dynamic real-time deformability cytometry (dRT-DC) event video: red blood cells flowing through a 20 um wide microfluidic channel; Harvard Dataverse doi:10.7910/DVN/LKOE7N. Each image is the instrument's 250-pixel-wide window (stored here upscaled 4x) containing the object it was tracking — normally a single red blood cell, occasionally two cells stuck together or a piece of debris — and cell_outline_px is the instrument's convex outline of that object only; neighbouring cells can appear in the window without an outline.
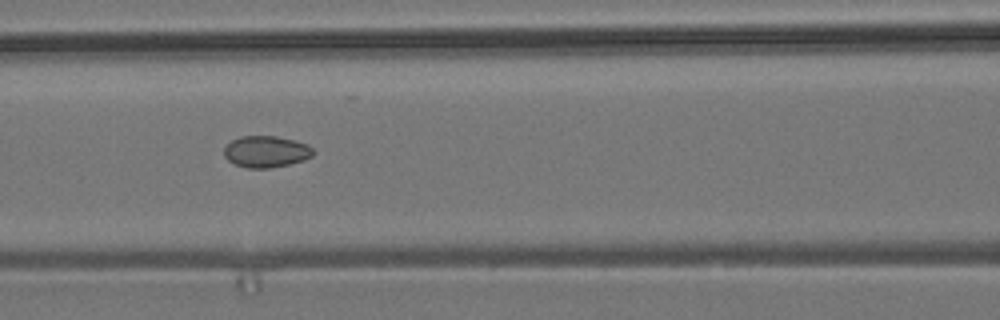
{"species": "common noctule bat (a hibernating species)", "species_latin": "Nyctalus noctula", "temperature_condition": "room temperature", "stored_images_in_passage": 9, "camera_frame_rate_fps": 3000, "um_per_image_px": 0.085, "animal": {"sex": "male", "body_mass_g": 19.2, "forearm_length_mm": 51.8}, "frame": {"image": 1, "passage_image": 6, "time_ms": 7.0, "image_size_px": [1000, 320], "cell_outline_px": [[316, 152], [312, 156], [304, 160], [288, 164], [268, 168], [248, 168], [236, 164], [228, 160], [224, 156], [224, 148], [232, 140], [240, 136], [276, 136], [296, 140], [308, 144]], "centroid_in_image_um": [22.65, 12.88], "position_along_channel_um": 144.0, "area_um2": 16.42}}
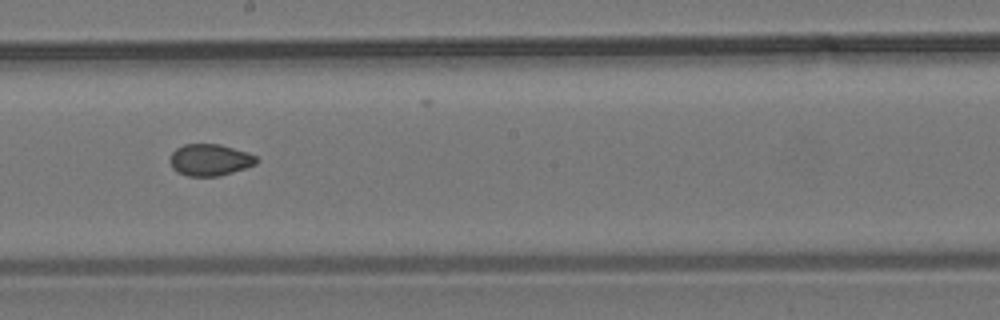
{"frame": {"image": 2, "passage_image": 8, "time_ms": 9.333, "image_size_px": [1000, 320], "cell_outline_px": [[260, 160], [256, 164], [220, 176], [188, 176], [176, 172], [172, 168], [172, 152], [176, 148], [184, 144], [220, 144], [248, 152], [256, 156]], "centroid_in_image_um": [17.87, 13.59], "position_along_channel_um": 230.3, "area_um2": 15.95}}
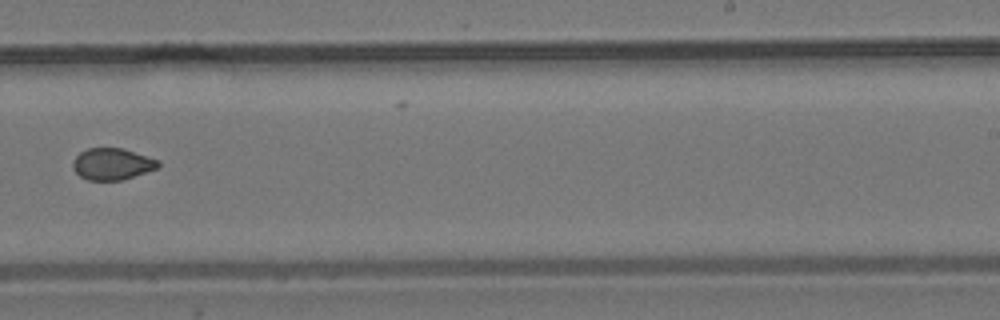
{"frame": {"image": 3, "passage_image": 9, "time_ms": 10.667, "image_size_px": [1000, 320], "cell_outline_px": [[160, 164], [156, 168], [124, 180], [88, 180], [80, 176], [72, 168], [72, 160], [80, 152], [88, 148], [124, 148], [160, 160]], "centroid_in_image_um": [9.53, 13.93], "position_along_channel_um": 279.5, "area_um2": 15.84}}